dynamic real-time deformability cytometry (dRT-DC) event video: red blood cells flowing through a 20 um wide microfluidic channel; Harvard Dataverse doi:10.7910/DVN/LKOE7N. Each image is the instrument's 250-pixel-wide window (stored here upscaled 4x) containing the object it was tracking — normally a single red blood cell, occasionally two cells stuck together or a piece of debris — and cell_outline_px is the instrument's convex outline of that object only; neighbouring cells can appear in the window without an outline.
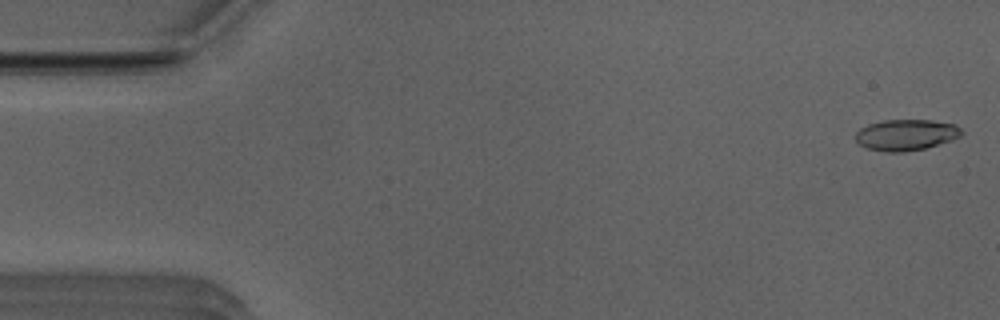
{"species": "Egyptian fruit bat (a non-hibernating species)", "species_latin": "Rousettus aegyptiacus", "temperature_condition": "room temperature", "stored_images_in_passage": 18, "camera_frame_rate_fps": 3000, "um_per_image_px": 0.085, "animal": {"sex": "male"}, "frame": {"image": 1, "passage_image": 1, "time_ms": 0.0, "image_size_px": [1000, 320], "cell_outline_px": [[964, 132], [960, 136], [952, 140], [924, 148], [904, 152], [884, 152], [868, 148], [860, 144], [856, 140], [856, 132], [860, 128], [868, 124], [884, 120], [932, 120], [956, 124]], "centroid_in_image_um": [77.03, 11.46], "position_along_channel_um": 8.0, "area_um2": 19.19}}
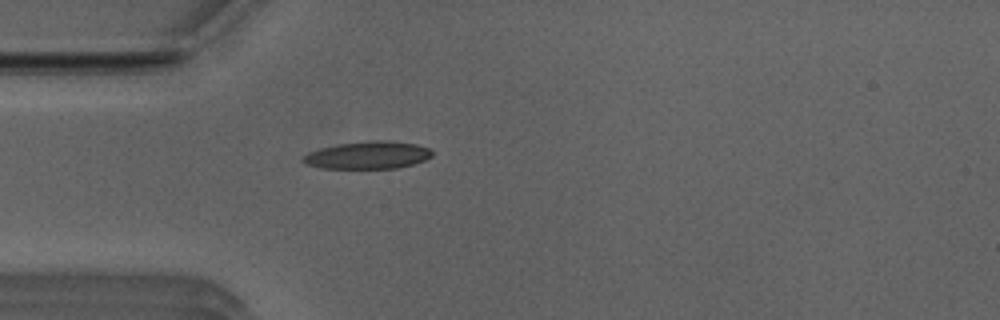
{"frame": {"image": 2, "passage_image": 14, "time_ms": 4.333, "image_size_px": [1000, 320], "cell_outline_px": [[432, 156], [424, 160], [412, 164], [396, 168], [320, 168], [304, 164], [300, 160], [308, 152], [320, 148], [340, 144], [372, 140], [388, 140], [416, 144], [428, 148], [432, 152]], "centroid_in_image_um": [31.23, 13.19], "position_along_channel_um": 53.8, "area_um2": 20.63}}